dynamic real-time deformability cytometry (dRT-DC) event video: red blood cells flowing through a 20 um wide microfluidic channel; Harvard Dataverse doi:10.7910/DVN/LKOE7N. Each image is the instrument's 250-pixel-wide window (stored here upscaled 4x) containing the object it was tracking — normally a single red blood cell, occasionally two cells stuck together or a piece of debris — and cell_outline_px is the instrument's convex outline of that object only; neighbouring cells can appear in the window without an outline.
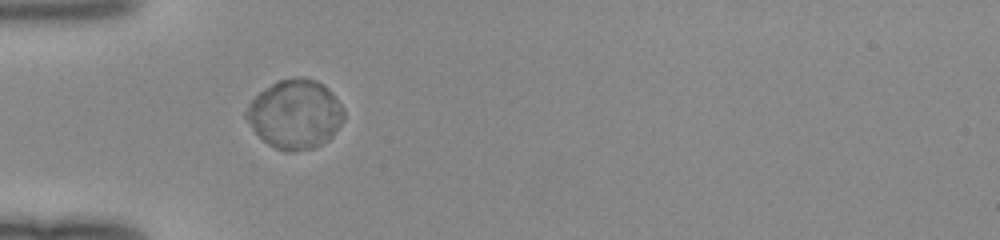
{"species": "human", "species_latin": "Homo sapiens", "temperature_condition": "room temperature", "stored_images_in_passage": 35, "camera_frame_rate_fps": 3000, "um_per_image_px": 0.085, "donor": {"sex": "female"}, "frame": {"image": 1, "passage_image": 1, "time_ms": 0.0, "image_size_px": [1000, 240], "cell_outline_px": [[344, 120], [332, 136], [328, 140], [312, 148], [292, 152], [284, 152], [268, 144], [252, 128], [244, 116], [244, 112], [248, 104], [260, 92], [272, 84], [280, 80], [296, 76], [300, 76], [316, 80], [324, 84], [332, 92], [344, 108]], "centroid_in_image_um": [25.1, 9.7], "position_along_channel_um": 59.9, "area_um2": 39.36}}
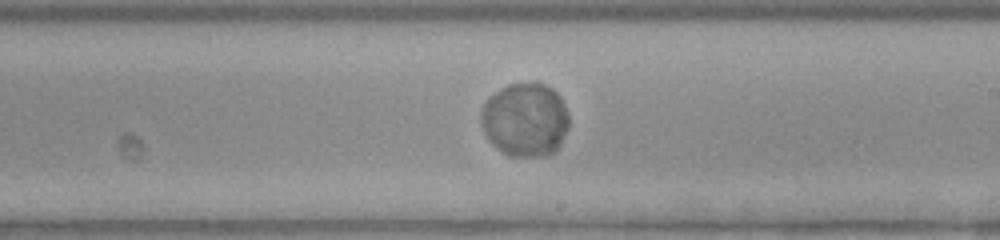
{"frame": {"image": 2, "passage_image": 15, "time_ms": 4.667, "image_size_px": [1000, 240], "cell_outline_px": [[568, 128], [556, 152], [544, 156], [508, 156], [496, 148], [488, 140], [484, 132], [480, 120], [480, 112], [488, 96], [508, 84], [536, 80], [552, 88], [560, 96], [568, 112]], "centroid_in_image_um": [44.63, 10.15], "position_along_channel_um": 244.4, "area_um2": 38.49}}
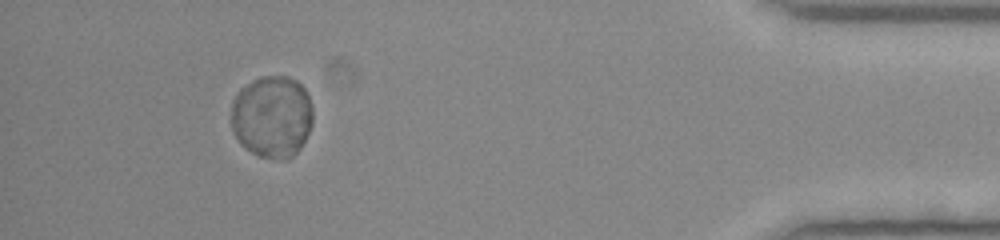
{"frame": {"image": 3, "passage_image": 31, "time_ms": 10.0, "image_size_px": [1000, 240], "cell_outline_px": [[312, 124], [300, 148], [288, 160], [284, 160], [260, 156], [244, 148], [240, 144], [232, 132], [232, 100], [240, 88], [252, 80], [260, 76], [288, 76], [296, 80], [304, 88], [312, 104]], "centroid_in_image_um": [23.11, 9.9], "position_along_channel_um": 412.1, "area_um2": 39.42}}